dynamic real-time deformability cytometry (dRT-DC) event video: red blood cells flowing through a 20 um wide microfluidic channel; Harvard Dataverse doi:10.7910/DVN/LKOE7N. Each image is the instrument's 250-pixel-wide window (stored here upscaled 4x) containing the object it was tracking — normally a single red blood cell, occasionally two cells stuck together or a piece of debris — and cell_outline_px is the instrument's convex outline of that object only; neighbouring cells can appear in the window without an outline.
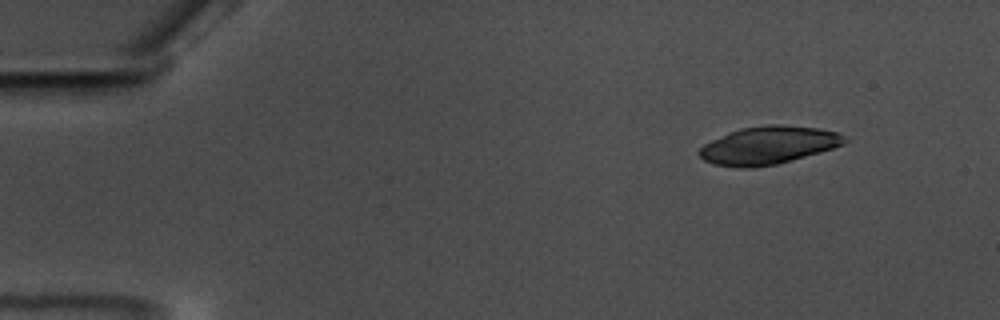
{"species": "common noctule bat (a hibernating species)", "species_latin": "Nyctalus noctula", "temperature_condition": "warm", "stored_images_in_passage": 58, "camera_frame_rate_fps": 3000, "um_per_image_px": 0.085, "animal": {"sex": "male", "body_mass_g": 17.5, "forearm_length_mm": 52.3}, "frame": {"image": 1, "passage_image": 7, "time_ms": 2.0, "image_size_px": [1000, 320], "cell_outline_px": [[848, 140], [844, 144], [820, 152], [776, 164], [748, 168], [740, 168], [712, 164], [704, 160], [696, 152], [704, 144], [728, 132], [740, 128], [764, 124], [784, 124], [820, 128], [836, 132], [844, 136]], "centroid_in_image_um": [65.29, 12.33], "position_along_channel_um": 19.7, "area_um2": 32.19}}